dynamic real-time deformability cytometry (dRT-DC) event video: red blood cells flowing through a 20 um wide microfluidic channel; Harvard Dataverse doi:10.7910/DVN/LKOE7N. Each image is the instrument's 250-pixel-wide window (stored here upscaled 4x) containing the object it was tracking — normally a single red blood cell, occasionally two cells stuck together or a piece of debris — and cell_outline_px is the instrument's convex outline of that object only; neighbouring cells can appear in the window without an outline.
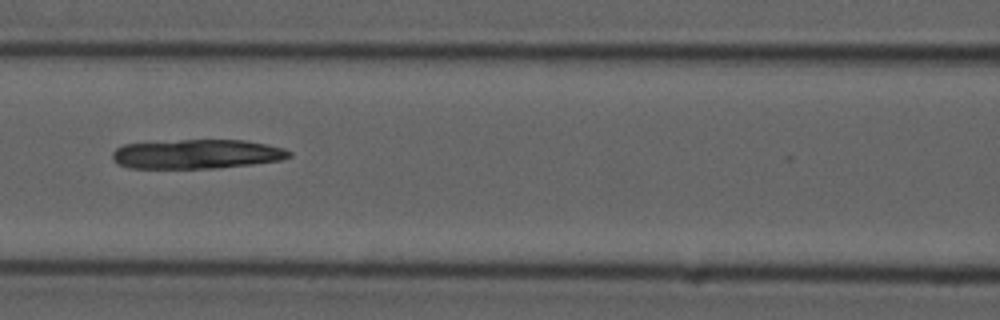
{"species": "common noctule bat (a hibernating species)", "species_latin": "Nyctalus noctula", "temperature_condition": "cold", "stored_images_in_passage": 6, "camera_frame_rate_fps": 3000, "um_per_image_px": 0.085, "animal": {"sex": "male", "forearm_length_mm": 52.5}, "frame": {"image": 1, "passage_image": 6, "time_ms": 6.667, "image_size_px": [1000, 320], "cell_outline_px": [[292, 156], [280, 160], [252, 164], [212, 168], [128, 168], [112, 160], [112, 152], [116, 148], [124, 144], [180, 140], [244, 140], [284, 148], [292, 152]], "centroid_in_image_um": [16.71, 13.09], "position_along_channel_um": 149.9, "area_um2": 30.11}}